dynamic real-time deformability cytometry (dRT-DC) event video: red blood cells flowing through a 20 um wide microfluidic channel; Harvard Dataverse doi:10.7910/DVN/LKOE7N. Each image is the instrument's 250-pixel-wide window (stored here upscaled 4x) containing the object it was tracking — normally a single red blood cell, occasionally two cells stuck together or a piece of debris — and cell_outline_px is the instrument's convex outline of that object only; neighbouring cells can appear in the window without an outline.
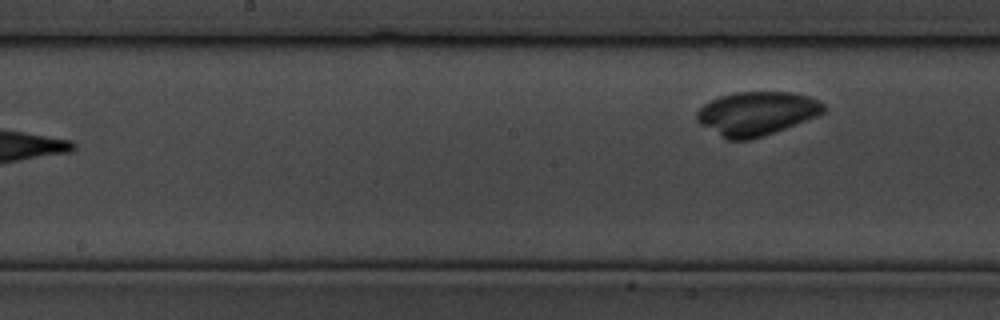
{"species": "common noctule bat (a hibernating species)", "species_latin": "Nyctalus noctula", "temperature_condition": "cold", "stored_images_in_passage": 14, "camera_frame_rate_fps": 3000, "um_per_image_px": 0.085, "animal": {"sex": "male", "body_mass_g": 19.5, "forearm_length_mm": 54.6}, "frame": {"image": 1, "passage_image": 14, "time_ms": 4.333, "image_size_px": [1000, 320], "cell_outline_px": [[828, 108], [824, 112], [816, 116], [764, 136], [748, 140], [728, 140], [720, 136], [700, 124], [696, 120], [696, 112], [704, 104], [720, 96], [736, 92], [788, 92], [808, 96], [824, 104]], "centroid_in_image_um": [64.29, 9.65], "position_along_channel_um": 183.9, "area_um2": 32.14}}